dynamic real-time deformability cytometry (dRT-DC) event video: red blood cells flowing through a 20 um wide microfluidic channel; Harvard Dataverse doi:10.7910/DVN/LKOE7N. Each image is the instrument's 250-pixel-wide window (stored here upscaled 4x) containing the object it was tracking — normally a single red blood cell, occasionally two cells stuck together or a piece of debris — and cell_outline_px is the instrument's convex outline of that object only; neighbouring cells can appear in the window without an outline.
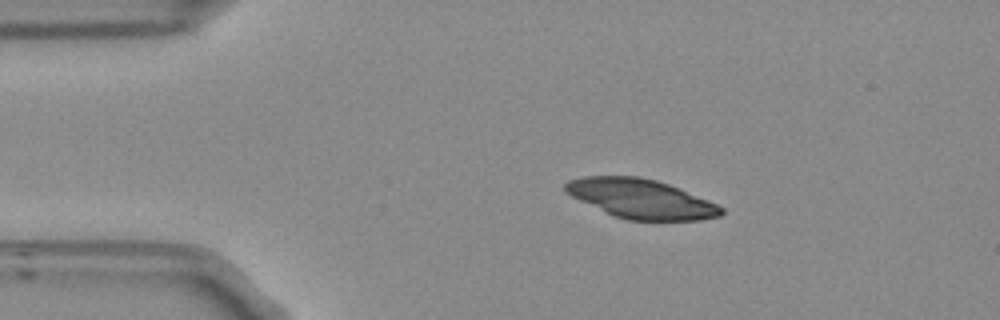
{"species": "Egyptian fruit bat (a non-hibernating species)", "species_latin": "Rousettus aegyptiacus", "temperature_condition": "room temperature", "stored_images_in_passage": 4, "camera_frame_rate_fps": 3000, "um_per_image_px": 0.085, "frame": {"image": 1, "passage_image": 2, "time_ms": 0.333, "image_size_px": [1000, 320], "cell_outline_px": [[724, 212], [720, 216], [700, 220], [628, 220], [616, 216], [580, 200], [564, 192], [564, 184], [568, 180], [584, 176], [640, 176], [656, 180], [680, 188], [708, 200], [724, 208]], "centroid_in_image_um": [54.5, 16.88], "position_along_channel_um": 30.5, "area_um2": 35.43}}